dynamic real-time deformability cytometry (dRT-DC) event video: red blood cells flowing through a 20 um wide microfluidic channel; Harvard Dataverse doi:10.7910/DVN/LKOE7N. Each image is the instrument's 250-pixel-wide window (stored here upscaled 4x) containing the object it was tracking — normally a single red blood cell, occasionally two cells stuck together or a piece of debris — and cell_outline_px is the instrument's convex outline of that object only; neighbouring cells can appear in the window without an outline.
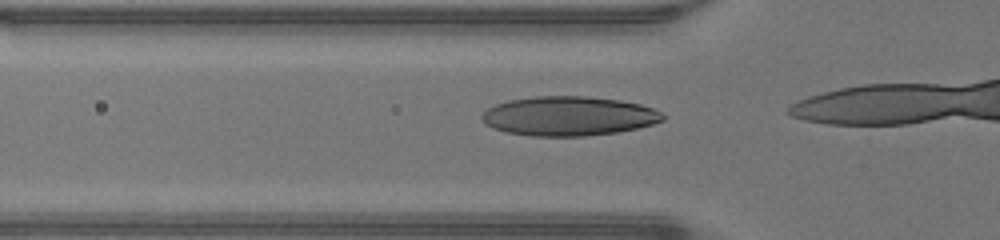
{"species": "human", "species_latin": "Homo sapiens", "temperature_condition": "warm", "stored_images_in_passage": 13, "camera_frame_rate_fps": 3000, "um_per_image_px": 0.085, "donor": {"sex": "male"}, "frame": {"image": 1, "passage_image": 11, "time_ms": 3.333, "image_size_px": [1000, 240], "cell_outline_px": [[664, 120], [652, 124], [636, 128], [616, 132], [584, 136], [532, 136], [508, 132], [492, 128], [480, 116], [488, 108], [496, 104], [508, 100], [536, 96], [588, 96], [620, 100], [640, 104], [652, 108], [660, 112], [664, 116]], "centroid_in_image_um": [48.34, 9.86], "position_along_channel_um": 77.5, "area_um2": 41.27}}